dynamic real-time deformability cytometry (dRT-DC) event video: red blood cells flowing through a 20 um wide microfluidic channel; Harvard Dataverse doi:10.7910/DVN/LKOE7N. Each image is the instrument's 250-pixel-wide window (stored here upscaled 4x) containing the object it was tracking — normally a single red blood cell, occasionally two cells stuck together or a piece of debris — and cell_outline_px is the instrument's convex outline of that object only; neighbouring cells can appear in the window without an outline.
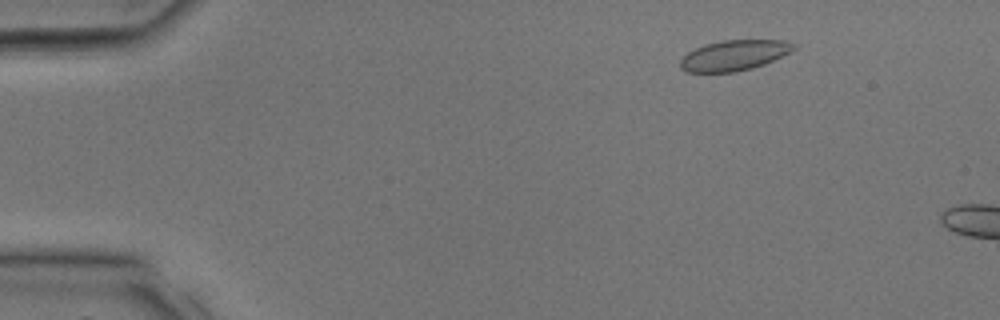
{"species": "common noctule bat (a hibernating species)", "species_latin": "Nyctalus noctula", "temperature_condition": "room temperature", "stored_images_in_passage": 8, "camera_frame_rate_fps": 3000, "um_per_image_px": 0.085, "animal": {"sex": "male", "body_mass_g": 17.9, "forearm_length_mm": 54.2}, "frame": {"image": 1, "passage_image": 4, "time_ms": 1.0, "image_size_px": [1000, 320], "cell_outline_px": [[796, 48], [792, 52], [764, 64], [752, 68], [732, 72], [684, 72], [680, 68], [680, 60], [688, 52], [704, 44], [720, 40], [784, 40], [796, 44]], "centroid_in_image_um": [62.41, 4.7], "position_along_channel_um": 22.6, "area_um2": 20.23}}